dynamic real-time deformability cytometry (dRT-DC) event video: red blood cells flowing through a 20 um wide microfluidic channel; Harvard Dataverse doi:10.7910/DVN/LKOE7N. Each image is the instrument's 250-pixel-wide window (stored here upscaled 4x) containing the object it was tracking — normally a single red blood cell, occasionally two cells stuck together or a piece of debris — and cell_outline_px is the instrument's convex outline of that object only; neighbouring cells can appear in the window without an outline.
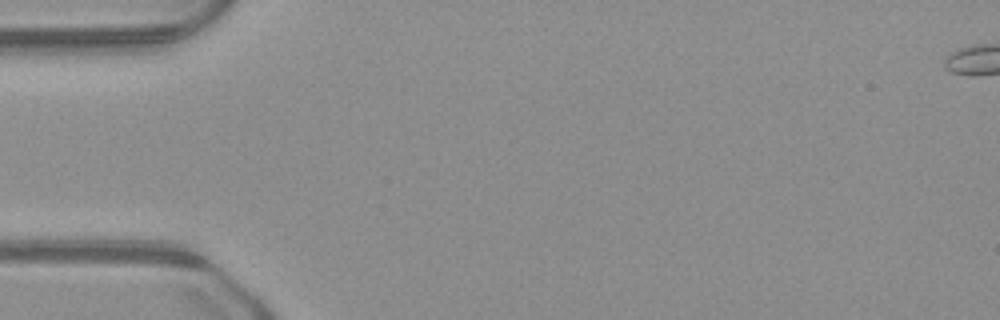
{"species": "common noctule bat (a hibernating species)", "species_latin": "Nyctalus noctula", "temperature_condition": "warm", "stored_images_in_passage": 2, "camera_frame_rate_fps": 3000, "um_per_image_px": 0.085, "animal": {"sex": "male", "body_mass_g": 23.1, "forearm_length_mm": 52.7}, "frame": {"image": 1, "passage_image": 1, "time_ms": 0.0, "image_size_px": [1000, 320], "cell_outline_px": [[200, 264], [180, 264], [56, 260], [60, 256], [112, 240], [132, 240]], "centroid_in_image_um": [10.59, 21.58], "position_along_channel_um": 74.4, "area_um2": 13.76}}